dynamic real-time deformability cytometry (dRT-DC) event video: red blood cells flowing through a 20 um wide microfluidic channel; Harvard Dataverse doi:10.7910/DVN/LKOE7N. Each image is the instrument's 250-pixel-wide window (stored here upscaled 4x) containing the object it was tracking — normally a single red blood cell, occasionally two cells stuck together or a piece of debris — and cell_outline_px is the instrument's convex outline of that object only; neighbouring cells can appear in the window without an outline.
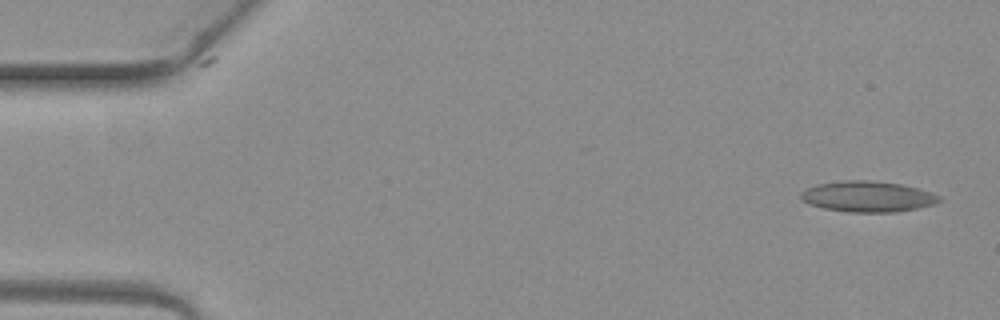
{"species": "common noctule bat (a hibernating species)", "species_latin": "Nyctalus noctula", "temperature_condition": "warm", "stored_images_in_passage": 5, "camera_frame_rate_fps": 3000, "um_per_image_px": 0.085, "animal": {"sex": "female", "body_mass_g": 19.3, "forearm_length_mm": 54.1}, "frame": {"image": 1, "passage_image": 1, "time_ms": 0.0, "image_size_px": [1000, 320], "cell_outline_px": [[940, 200], [936, 204], [896, 212], [848, 212], [824, 208], [808, 204], [800, 200], [800, 192], [816, 184], [844, 180], [872, 180], [900, 184], [932, 192], [940, 196]], "centroid_in_image_um": [73.72, 16.7], "position_along_channel_um": 11.3, "area_um2": 24.91}}
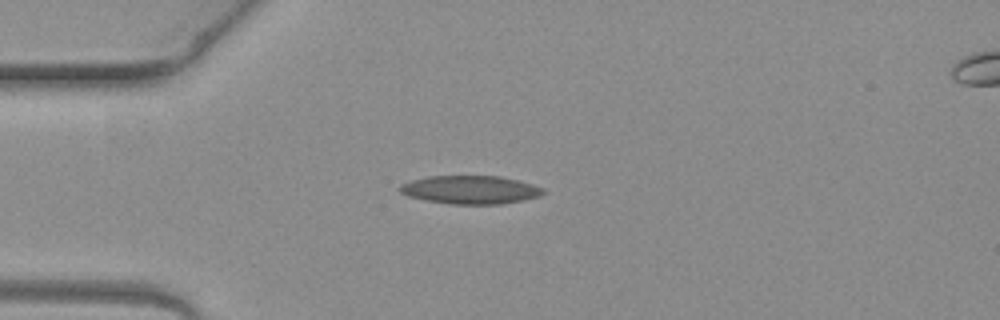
{"frame": {"image": 2, "passage_image": 4, "time_ms": 1.0, "image_size_px": [1000, 320], "cell_outline_px": [[544, 192], [540, 196], [524, 200], [500, 204], [452, 204], [428, 200], [408, 196], [400, 192], [396, 188], [400, 184], [412, 180], [428, 176], [500, 176], [532, 184], [544, 188]], "centroid_in_image_um": [39.97, 16.12], "position_along_channel_um": 45.0, "area_um2": 23.58}}